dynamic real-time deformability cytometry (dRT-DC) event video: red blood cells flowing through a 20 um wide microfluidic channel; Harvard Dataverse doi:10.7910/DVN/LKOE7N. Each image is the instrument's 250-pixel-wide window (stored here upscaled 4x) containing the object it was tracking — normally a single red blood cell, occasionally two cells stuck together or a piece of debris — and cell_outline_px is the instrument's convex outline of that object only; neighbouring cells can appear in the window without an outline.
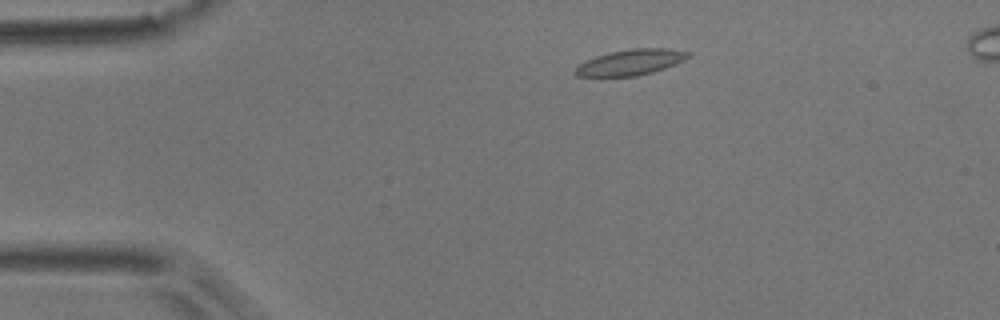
{"species": "common noctule bat (a hibernating species)", "species_latin": "Nyctalus noctula", "temperature_condition": "room temperature", "stored_images_in_passage": 50, "camera_frame_rate_fps": 3000, "um_per_image_px": 0.085, "animal": {"sex": "male", "body_mass_g": 17.9}, "frame": {"image": 1, "passage_image": 6, "time_ms": 1.667, "image_size_px": [1000, 320], "cell_outline_px": [[692, 56], [676, 64], [652, 72], [636, 76], [576, 76], [576, 64], [584, 60], [596, 56], [612, 52], [632, 48], [668, 48], [692, 52]], "centroid_in_image_um": [53.64, 5.28], "position_along_channel_um": 31.4, "area_um2": 16.99}}
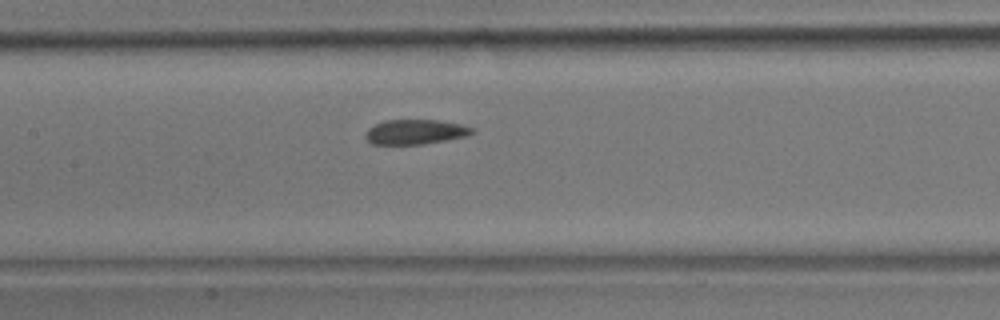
{"frame": {"image": 2, "passage_image": 21, "time_ms": 6.667, "image_size_px": [1000, 320], "cell_outline_px": [[476, 132], [468, 136], [424, 144], [372, 144], [364, 136], [368, 128], [384, 120], [436, 120], [464, 124], [472, 128]], "centroid_in_image_um": [35.34, 11.21], "position_along_channel_um": 172.1, "area_um2": 15.49}}
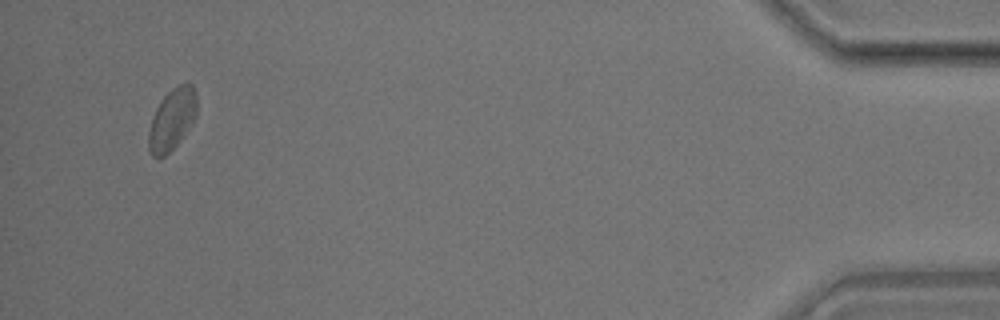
{"frame": {"image": 3, "passage_image": 47, "time_ms": 15.333, "image_size_px": [1000, 320], "cell_outline_px": [[196, 116], [192, 124], [180, 140], [164, 156], [152, 156], [148, 148], [148, 132], [152, 116], [160, 100], [172, 88], [180, 84], [192, 84], [196, 92]], "centroid_in_image_um": [14.61, 10.13], "position_along_channel_um": 420.6, "area_um2": 17.17}}